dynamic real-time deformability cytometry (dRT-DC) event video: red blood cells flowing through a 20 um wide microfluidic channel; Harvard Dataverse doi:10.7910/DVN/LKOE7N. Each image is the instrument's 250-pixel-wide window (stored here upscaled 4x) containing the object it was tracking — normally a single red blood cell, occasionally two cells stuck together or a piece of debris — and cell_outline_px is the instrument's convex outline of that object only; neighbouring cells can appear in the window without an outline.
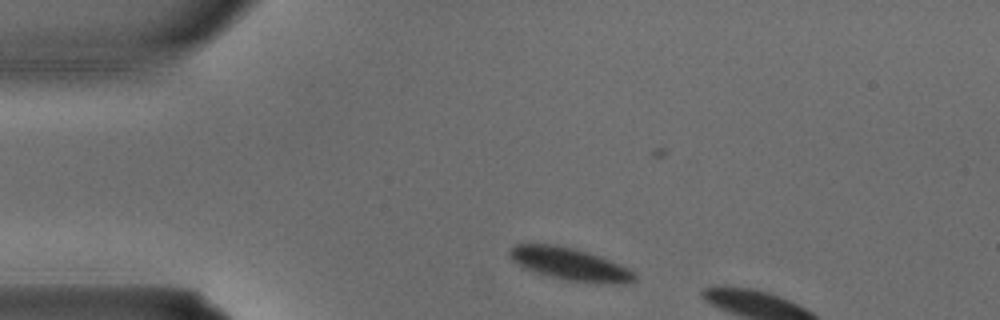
{"species": "common noctule bat (a hibernating species)", "species_latin": "Nyctalus noctula", "temperature_condition": "warm", "stored_images_in_passage": 2, "camera_frame_rate_fps": 3000, "um_per_image_px": 0.085, "animal": {"sex": "male", "body_mass_g": 15.6}, "frame": {"image": 1, "passage_image": 1, "time_ms": 0.0, "image_size_px": [1000, 320], "cell_outline_px": [[636, 280], [624, 284], [568, 280], [548, 276], [532, 272], [516, 264], [508, 256], [508, 252], [516, 244], [556, 244], [588, 252], [600, 256], [628, 268], [636, 276]], "centroid_in_image_um": [48.39, 22.43], "position_along_channel_um": 36.6, "area_um2": 23.47}}